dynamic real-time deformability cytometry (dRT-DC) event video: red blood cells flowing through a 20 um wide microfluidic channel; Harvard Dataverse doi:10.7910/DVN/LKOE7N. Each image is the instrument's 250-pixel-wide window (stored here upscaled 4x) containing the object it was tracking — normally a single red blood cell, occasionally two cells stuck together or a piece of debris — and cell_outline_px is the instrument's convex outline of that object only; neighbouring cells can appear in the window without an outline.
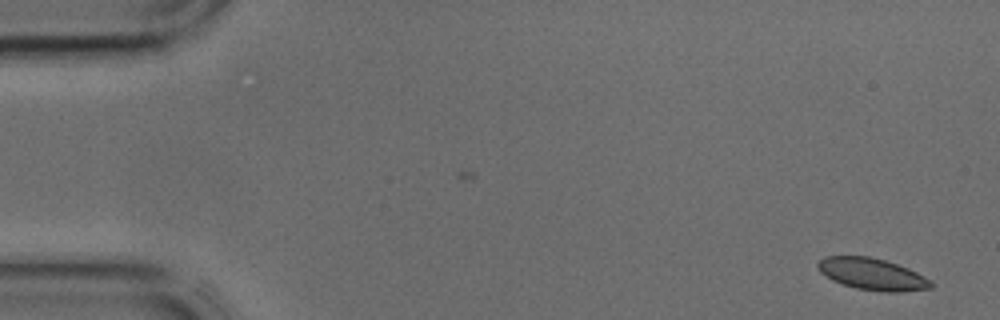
{"species": "common noctule bat (a hibernating species)", "species_latin": "Nyctalus noctula", "temperature_condition": "cold", "stored_images_in_passage": 11, "camera_frame_rate_fps": 3000, "um_per_image_px": 0.085, "animal": {"sex": "male", "body_mass_g": 17.9, "forearm_length_mm": 54.2}, "frame": {"image": 1, "passage_image": 1, "time_ms": 0.0, "image_size_px": [1000, 320], "cell_outline_px": [[936, 284], [932, 288], [900, 292], [884, 292], [856, 288], [832, 280], [820, 272], [816, 264], [824, 256], [868, 256], [884, 260], [908, 268], [932, 280]], "centroid_in_image_um": [74.17, 23.3], "position_along_channel_um": 10.8, "area_um2": 20.98}}
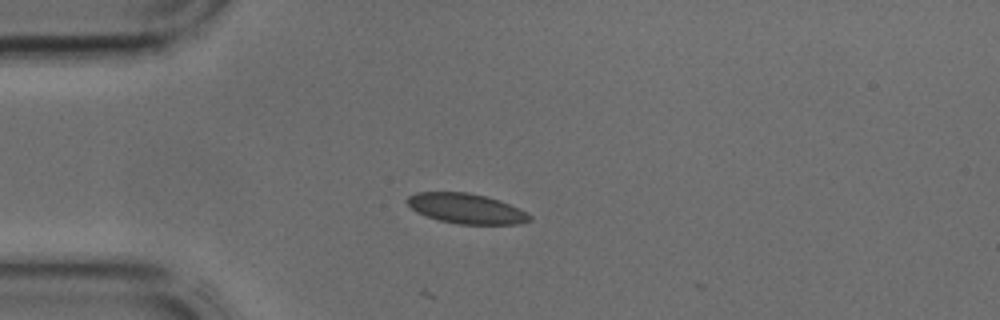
{"frame": {"image": 2, "passage_image": 10, "time_ms": 3.0, "image_size_px": [1000, 320], "cell_outline_px": [[532, 220], [520, 224], [460, 224], [440, 220], [416, 212], [404, 200], [408, 196], [416, 192], [468, 192], [500, 200], [528, 212], [532, 216]], "centroid_in_image_um": [39.65, 17.72], "position_along_channel_um": 45.3, "area_um2": 21.5}}